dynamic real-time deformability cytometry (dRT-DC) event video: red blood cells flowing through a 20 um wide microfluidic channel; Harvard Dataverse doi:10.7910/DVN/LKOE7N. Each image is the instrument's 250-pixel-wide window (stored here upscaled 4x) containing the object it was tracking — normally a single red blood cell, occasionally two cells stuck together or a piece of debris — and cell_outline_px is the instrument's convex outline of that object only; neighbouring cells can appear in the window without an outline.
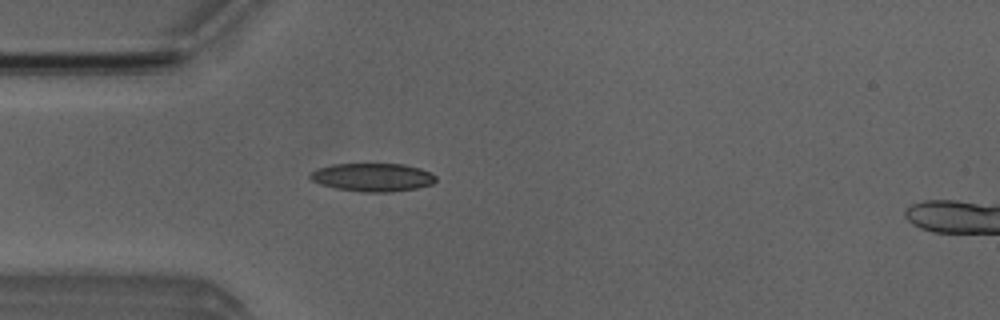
{"species": "Egyptian fruit bat (a non-hibernating species)", "species_latin": "Rousettus aegyptiacus", "temperature_condition": "room temperature", "stored_images_in_passage": 49, "camera_frame_rate_fps": 3000, "um_per_image_px": 0.085, "animal": {"sex": "male"}, "frame": {"image": 1, "passage_image": 12, "time_ms": 3.667, "image_size_px": [1000, 320], "cell_outline_px": [[436, 180], [432, 184], [416, 188], [392, 192], [364, 192], [336, 188], [320, 184], [312, 180], [308, 176], [312, 172], [320, 168], [332, 164], [404, 164], [420, 168], [436, 176]], "centroid_in_image_um": [31.68, 15.07], "position_along_channel_um": 53.3, "area_um2": 20.52}}
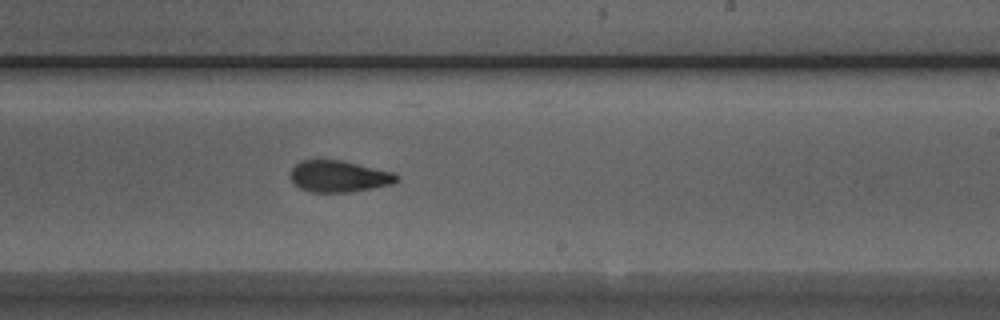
{"frame": {"image": 2, "passage_image": 28, "time_ms": 9.0, "image_size_px": [1000, 320], "cell_outline_px": [[400, 180], [392, 184], [372, 188], [348, 192], [312, 192], [300, 188], [288, 176], [292, 168], [300, 160], [316, 156], [344, 160], [392, 172], [400, 176]], "centroid_in_image_um": [28.76, 14.93], "position_along_channel_um": 260.2, "area_um2": 20.23}}
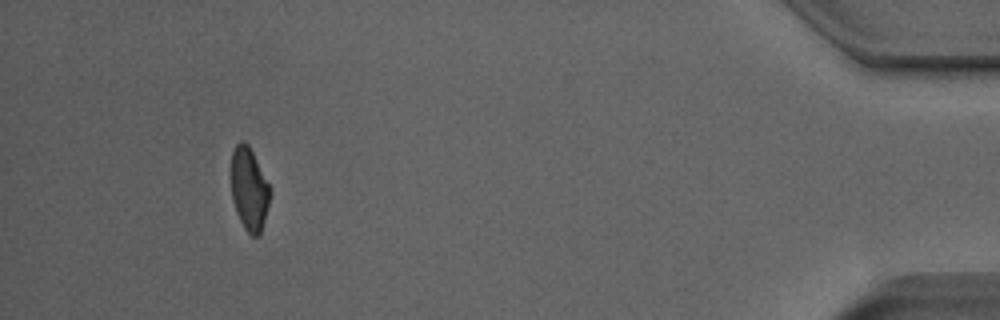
{"frame": {"image": 3, "passage_image": 45, "time_ms": 14.667, "image_size_px": [1000, 320], "cell_outline_px": [[272, 188], [260, 236], [252, 236], [244, 228], [236, 212], [232, 196], [232, 152], [236, 144], [240, 140], [244, 140], [248, 144]], "centroid_in_image_um": [21.2, 16.06], "position_along_channel_um": 414.0, "area_um2": 18.73}, "authors_computed_cell_mechanics": {"area_um2": 19.8832, "velocity_mm_per_s": 3.9878, "shape_relaxation_time_tau1_ms": 7.9221, "shape_relaxation_time_tau2_ms": 1.9644, "deformation_change_tau1": 0.1864, "deformation_change_tau2": 0.0915}}